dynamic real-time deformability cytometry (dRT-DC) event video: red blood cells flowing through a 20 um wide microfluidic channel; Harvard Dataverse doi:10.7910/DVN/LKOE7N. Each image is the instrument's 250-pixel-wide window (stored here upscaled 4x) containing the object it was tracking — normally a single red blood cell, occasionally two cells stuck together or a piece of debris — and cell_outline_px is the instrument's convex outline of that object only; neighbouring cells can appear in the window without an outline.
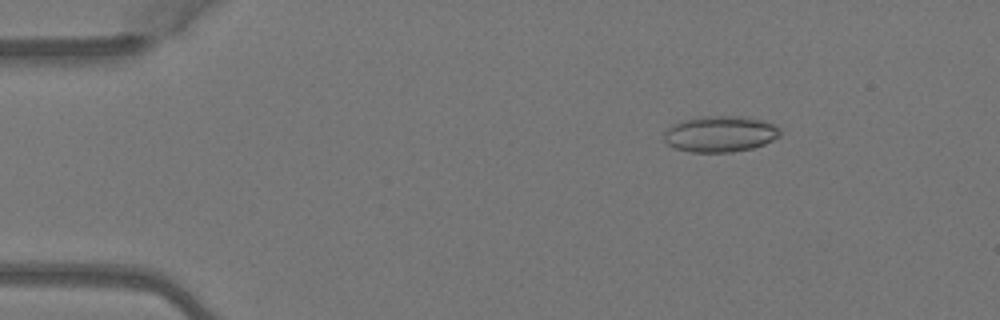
{"species": "Egyptian fruit bat (a non-hibernating species)", "species_latin": "Rousettus aegyptiacus", "temperature_condition": "warm", "stored_images_in_passage": 2, "camera_frame_rate_fps": 3000, "um_per_image_px": 0.085, "animal": {"sex": "female"}, "frame": {"image": 1, "passage_image": 1, "time_ms": 0.0, "image_size_px": [1000, 320], "cell_outline_px": [[780, 136], [764, 144], [752, 148], [732, 152], [692, 152], [676, 148], [668, 144], [664, 140], [664, 132], [672, 124], [684, 120], [704, 116], [740, 116], [760, 120], [772, 124], [780, 128]], "centroid_in_image_um": [61.21, 11.39], "position_along_channel_um": 23.8, "area_um2": 24.22}}